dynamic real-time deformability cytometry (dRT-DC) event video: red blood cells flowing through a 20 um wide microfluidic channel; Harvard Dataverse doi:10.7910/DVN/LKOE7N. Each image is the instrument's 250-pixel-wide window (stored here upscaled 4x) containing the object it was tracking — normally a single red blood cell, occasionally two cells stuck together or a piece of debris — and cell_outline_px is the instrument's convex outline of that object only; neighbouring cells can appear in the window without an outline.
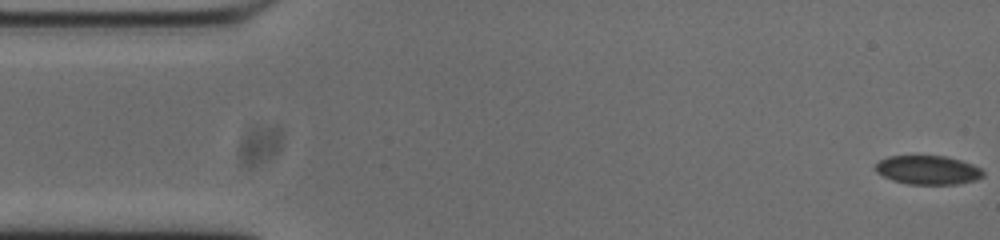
{"species": "common noctule bat (a hibernating species)", "species_latin": "Nyctalus noctula", "temperature_condition": "cold", "stored_images_in_passage": 48, "camera_frame_rate_fps": 3000, "um_per_image_px": 0.085, "animal": {"sex": "male", "body_mass_g": 20.0, "forearm_length_mm": 53.3}, "frame": {"image": 1, "passage_image": 1, "time_ms": 0.0, "image_size_px": [1000, 240], "cell_outline_px": [[984, 176], [972, 180], [952, 184], [908, 184], [884, 176], [876, 172], [876, 164], [880, 160], [892, 156], [944, 156], [960, 160], [980, 168], [984, 172]], "centroid_in_image_um": [78.87, 14.44], "position_along_channel_um": 6.1, "area_um2": 17.63}}
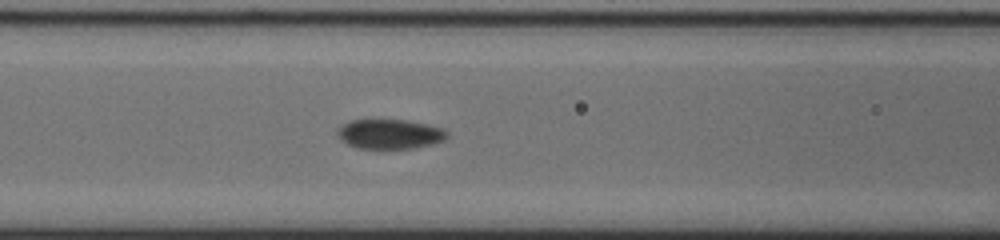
{"frame": {"image": 2, "passage_image": 21, "time_ms": 6.667, "image_size_px": [1000, 240], "cell_outline_px": [[448, 136], [444, 140], [432, 144], [416, 148], [356, 148], [348, 144], [336, 132], [344, 124], [352, 120], [364, 116], [408, 120], [428, 124], [440, 128], [448, 132]], "centroid_in_image_um": [33.13, 11.34], "position_along_channel_um": 133.5, "area_um2": 19.48}}
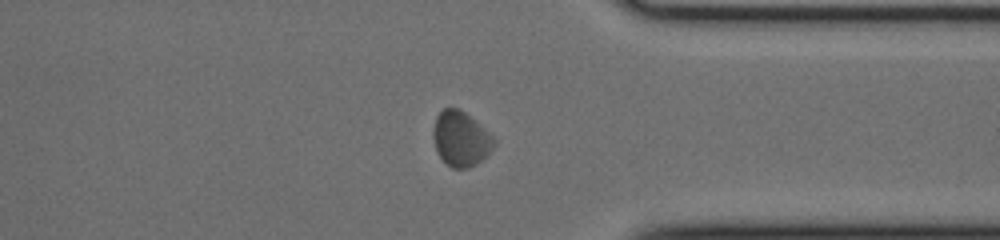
{"frame": {"image": 3, "passage_image": 41, "time_ms": 13.333, "image_size_px": [1000, 240], "cell_outline_px": [[492, 148], [476, 164], [468, 168], [452, 168], [436, 152], [432, 136], [432, 128], [436, 116], [444, 108], [456, 108], [464, 112], [480, 124], [492, 136]], "centroid_in_image_um": [39.1, 11.78], "position_along_channel_um": 372.3, "area_um2": 19.07}, "authors_computed_cell_mechanics": {"area_um2": 19.1896, "velocity_mm_per_s": 3.704, "shape_relaxation_time_tau1_ms": 6.453, "shape_relaxation_time_tau2_ms": 1.221, "deformation_change_tau1": 0.1033, "deformation_change_tau2": 0.0325}}